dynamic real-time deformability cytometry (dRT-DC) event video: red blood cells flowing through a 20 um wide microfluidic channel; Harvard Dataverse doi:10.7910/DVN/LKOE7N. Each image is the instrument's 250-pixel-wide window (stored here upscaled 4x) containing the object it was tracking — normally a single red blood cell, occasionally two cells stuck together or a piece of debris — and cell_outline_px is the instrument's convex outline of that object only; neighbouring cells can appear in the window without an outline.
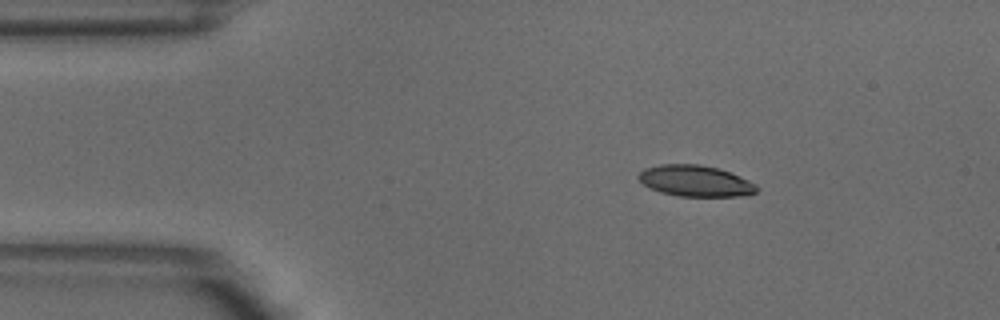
{"species": "common noctule bat (a hibernating species)", "species_latin": "Nyctalus noctula", "temperature_condition": "warm", "stored_images_in_passage": 5, "camera_frame_rate_fps": 3000, "um_per_image_px": 0.085, "animal": {"sex": "male", "body_mass_g": 18.8}, "frame": {"image": 1, "passage_image": 1, "time_ms": 0.0, "image_size_px": [1000, 320], "cell_outline_px": [[760, 188], [756, 192], [740, 196], [680, 196], [660, 192], [644, 184], [640, 180], [640, 172], [644, 168], [660, 164], [700, 164], [716, 168], [740, 176], [756, 184]], "centroid_in_image_um": [59.13, 15.37], "position_along_channel_um": 25.9, "area_um2": 21.21}}
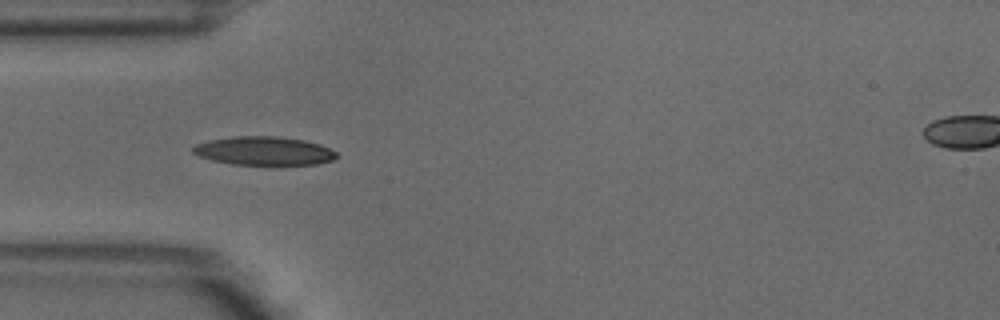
{"frame": {"image": 2, "passage_image": 3, "time_ms": 0.667, "image_size_px": [1000, 320], "cell_outline_px": [[340, 156], [332, 160], [316, 164], [276, 168], [232, 164], [212, 160], [200, 156], [192, 152], [192, 148], [196, 144], [208, 140], [232, 136], [280, 136], [304, 140], [320, 144], [336, 152]], "centroid_in_image_um": [22.48, 12.87], "position_along_channel_um": 62.5, "area_um2": 25.09}}